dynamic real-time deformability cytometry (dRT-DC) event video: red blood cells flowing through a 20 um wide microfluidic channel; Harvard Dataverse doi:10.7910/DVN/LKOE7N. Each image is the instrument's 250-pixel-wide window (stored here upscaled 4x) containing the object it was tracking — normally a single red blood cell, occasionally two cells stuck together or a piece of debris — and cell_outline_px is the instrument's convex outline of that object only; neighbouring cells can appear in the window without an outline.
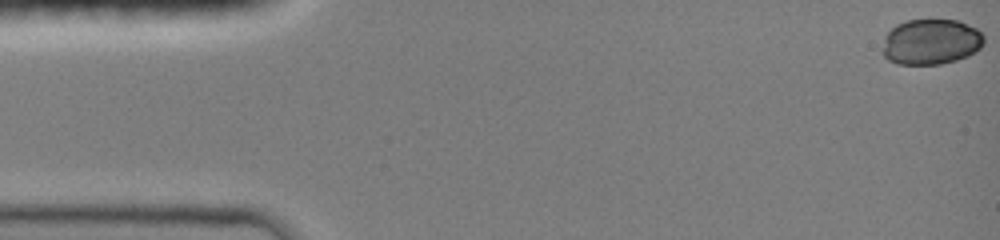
{"species": "common noctule bat (a hibernating species)", "species_latin": "Nyctalus noctula", "temperature_condition": "room temperature", "stored_images_in_passage": 6, "camera_frame_rate_fps": 3000, "um_per_image_px": 0.085, "animal": {"sex": "female", "body_mass_g": 19.0, "forearm_length_mm": 51.5}, "frame": {"image": 1, "passage_image": 1, "time_ms": 0.0, "image_size_px": [1000, 240], "cell_outline_px": [[984, 44], [976, 52], [968, 56], [956, 60], [940, 64], [900, 64], [888, 60], [884, 56], [884, 36], [896, 24], [908, 20], [956, 20], [976, 28], [984, 36]], "centroid_in_image_um": [79.15, 3.56], "position_along_channel_um": 5.8, "area_um2": 26.88}}
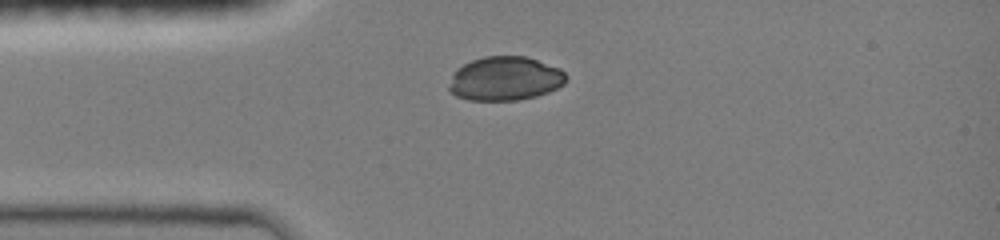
{"frame": {"image": 2, "passage_image": 5, "time_ms": 3.667, "image_size_px": [1000, 240], "cell_outline_px": [[568, 76], [564, 84], [548, 92], [536, 96], [516, 100], [468, 100], [456, 96], [448, 88], [452, 72], [456, 68], [472, 60], [484, 56], [524, 56], [560, 68]], "centroid_in_image_um": [42.91, 6.68], "position_along_channel_um": 42.1, "area_um2": 30.06}}